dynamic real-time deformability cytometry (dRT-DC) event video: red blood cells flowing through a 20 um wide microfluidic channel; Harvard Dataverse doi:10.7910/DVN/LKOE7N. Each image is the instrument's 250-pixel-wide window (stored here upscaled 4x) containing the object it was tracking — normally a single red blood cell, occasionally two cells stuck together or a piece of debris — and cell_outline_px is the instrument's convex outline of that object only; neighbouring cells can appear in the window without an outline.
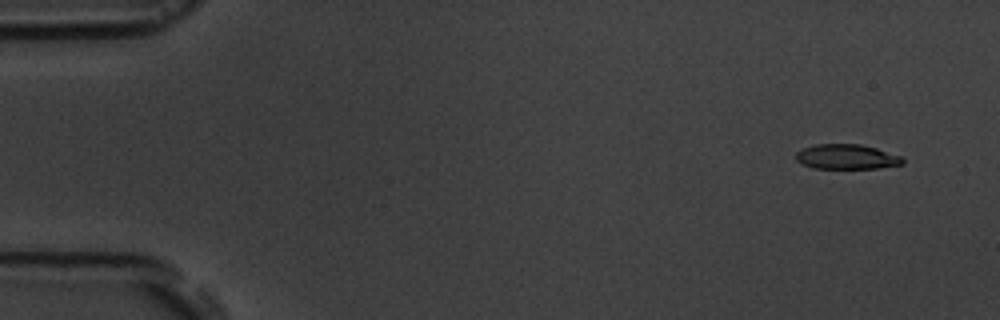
{"species": "common noctule bat (a hibernating species)", "species_latin": "Nyctalus noctula", "temperature_condition": "room temperature", "stored_images_in_passage": 6, "camera_frame_rate_fps": 3000, "um_per_image_px": 0.085, "animal": {"sex": "male", "body_mass_g": 19.5, "forearm_length_mm": 54.6}, "frame": {"image": 1, "passage_image": 1, "time_ms": 0.0, "image_size_px": [1000, 320], "cell_outline_px": [[904, 164], [880, 168], [812, 168], [796, 160], [796, 152], [804, 148], [816, 144], [860, 144], [876, 148], [900, 156], [904, 160]], "centroid_in_image_um": [71.97, 13.33], "position_along_channel_um": 13.0, "area_um2": 15.37}}
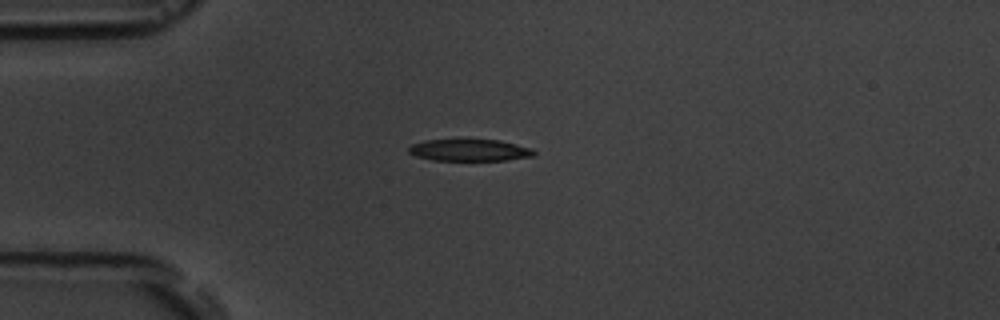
{"frame": {"image": 2, "passage_image": 4, "time_ms": 3.667, "image_size_px": [1000, 320], "cell_outline_px": [[536, 156], [508, 160], [432, 160], [416, 156], [408, 152], [408, 148], [412, 144], [424, 140], [500, 140], [532, 148], [536, 152]], "centroid_in_image_um": [39.95, 12.77], "position_along_channel_um": 45.1, "area_um2": 15.95}}
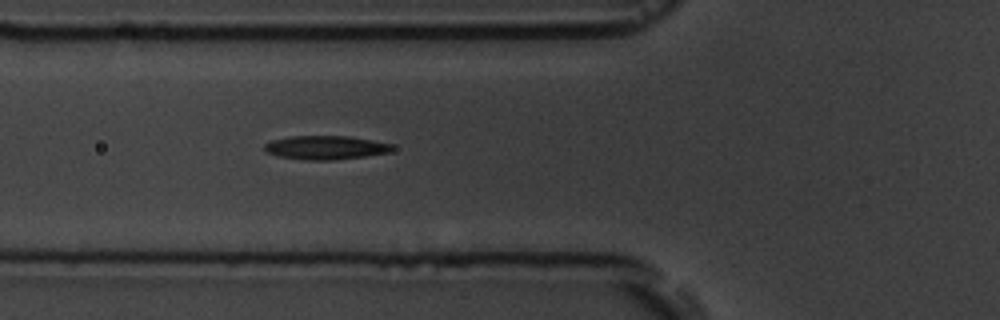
{"frame": {"image": 3, "passage_image": 6, "time_ms": 5.667, "image_size_px": [1000, 320], "cell_outline_px": [[396, 148], [388, 152], [364, 156], [332, 160], [308, 160], [280, 156], [268, 152], [264, 148], [264, 144], [272, 140], [292, 136], [348, 136], [372, 140], [392, 144]], "centroid_in_image_um": [27.7, 12.53], "position_along_channel_um": 98.1, "area_um2": 17.46}}